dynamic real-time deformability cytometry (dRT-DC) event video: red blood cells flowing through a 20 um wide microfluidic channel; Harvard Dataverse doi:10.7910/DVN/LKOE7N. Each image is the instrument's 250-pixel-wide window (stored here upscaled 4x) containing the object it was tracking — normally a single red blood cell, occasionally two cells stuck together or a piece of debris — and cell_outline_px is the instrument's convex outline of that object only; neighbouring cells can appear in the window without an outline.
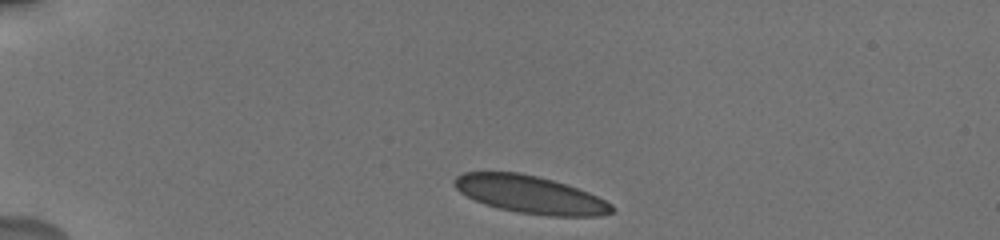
{"species": "human", "species_latin": "Homo sapiens", "temperature_condition": "cold", "stored_images_in_passage": 11, "camera_frame_rate_fps": 3000, "um_per_image_px": 0.085, "donor": {"sex": "male"}, "frame": {"image": 1, "passage_image": 1, "time_ms": 0.0, "image_size_px": [1000, 240], "cell_outline_px": [[616, 212], [600, 216], [548, 216], [516, 212], [484, 204], [460, 192], [452, 184], [452, 180], [456, 176], [464, 172], [520, 172], [552, 180], [588, 192], [612, 204], [616, 208]], "centroid_in_image_um": [45.08, 16.54], "position_along_channel_um": 39.9, "area_um2": 34.51}}
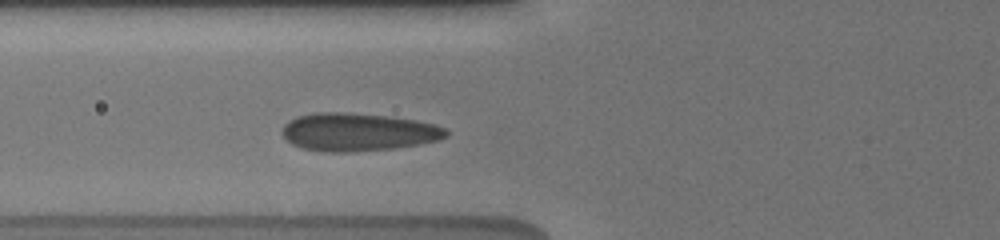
{"frame": {"image": 2, "passage_image": 6, "time_ms": 3.0, "image_size_px": [1000, 240], "cell_outline_px": [[448, 136], [436, 140], [416, 144], [392, 148], [352, 152], [324, 152], [300, 148], [292, 144], [280, 132], [284, 124], [288, 120], [296, 116], [312, 112], [344, 112], [392, 116], [416, 120], [436, 124], [444, 128], [448, 132]], "centroid_in_image_um": [30.37, 11.21], "position_along_channel_um": 95.4, "area_um2": 36.53}}
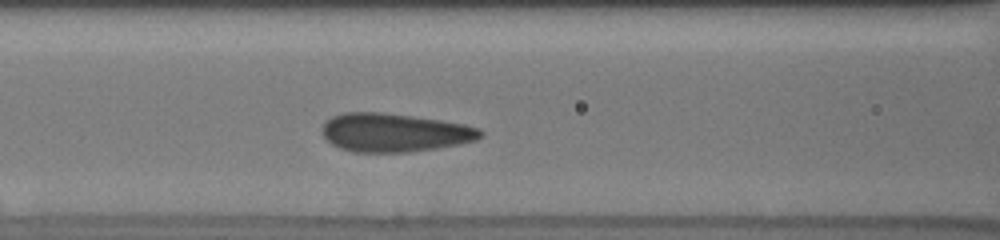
{"frame": {"image": 3, "passage_image": 9, "time_ms": 4.0, "image_size_px": [1000, 240], "cell_outline_px": [[484, 136], [476, 140], [460, 144], [436, 148], [408, 152], [352, 152], [340, 148], [332, 144], [324, 136], [324, 124], [332, 116], [344, 112], [380, 112], [412, 116], [440, 120], [464, 124], [480, 128], [484, 132]], "centroid_in_image_um": [33.57, 11.27], "position_along_channel_um": 133.0, "area_um2": 35.43}}